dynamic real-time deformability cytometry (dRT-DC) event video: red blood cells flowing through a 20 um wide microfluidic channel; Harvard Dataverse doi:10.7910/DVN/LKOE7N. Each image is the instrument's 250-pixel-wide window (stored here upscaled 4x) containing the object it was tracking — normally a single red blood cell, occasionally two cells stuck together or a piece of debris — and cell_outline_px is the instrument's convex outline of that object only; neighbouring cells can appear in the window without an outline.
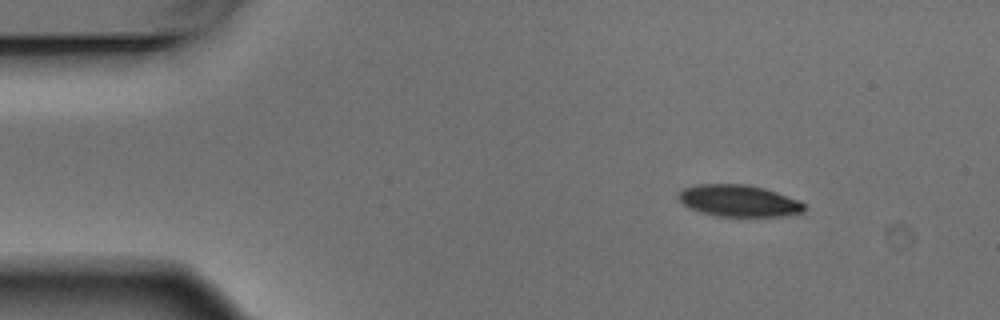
{"species": "Egyptian fruit bat (a non-hibernating species)", "species_latin": "Rousettus aegyptiacus", "temperature_condition": "warm", "stored_images_in_passage": 6, "camera_frame_rate_fps": 3000, "um_per_image_px": 0.085, "animal": {"sex": "male"}, "frame": {"image": 1, "passage_image": 1, "time_ms": 0.0, "image_size_px": [1000, 320], "cell_outline_px": [[804, 212], [780, 216], [716, 216], [700, 212], [684, 204], [676, 196], [684, 188], [696, 184], [748, 184], [764, 188], [800, 200], [804, 204]], "centroid_in_image_um": [62.8, 17.06], "position_along_channel_um": 22.2, "area_um2": 23.18}}
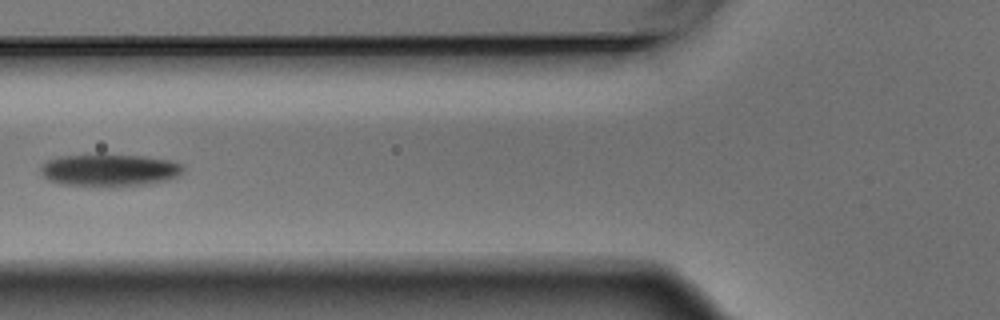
{"frame": {"image": 2, "passage_image": 5, "time_ms": 1.333, "image_size_px": [1000, 320], "cell_outline_px": [[184, 168], [176, 176], [168, 180], [148, 184], [112, 188], [108, 188], [60, 184], [44, 176], [40, 172], [40, 168], [48, 160], [60, 156], [144, 156], [168, 160], [180, 164]], "centroid_in_image_um": [9.3, 14.51], "position_along_channel_um": 116.5, "area_um2": 26.59}}
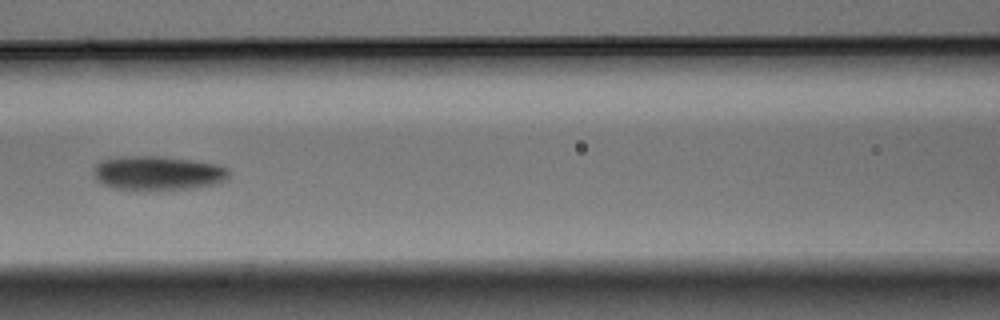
{"frame": {"image": 3, "passage_image": 6, "time_ms": 1.667, "image_size_px": [1000, 320], "cell_outline_px": [[228, 176], [220, 184], [196, 188], [116, 188], [104, 184], [96, 176], [92, 168], [100, 160], [112, 156], [160, 156], [192, 160], [216, 164], [228, 168]], "centroid_in_image_um": [13.43, 14.67], "position_along_channel_um": 153.2, "area_um2": 26.53}}